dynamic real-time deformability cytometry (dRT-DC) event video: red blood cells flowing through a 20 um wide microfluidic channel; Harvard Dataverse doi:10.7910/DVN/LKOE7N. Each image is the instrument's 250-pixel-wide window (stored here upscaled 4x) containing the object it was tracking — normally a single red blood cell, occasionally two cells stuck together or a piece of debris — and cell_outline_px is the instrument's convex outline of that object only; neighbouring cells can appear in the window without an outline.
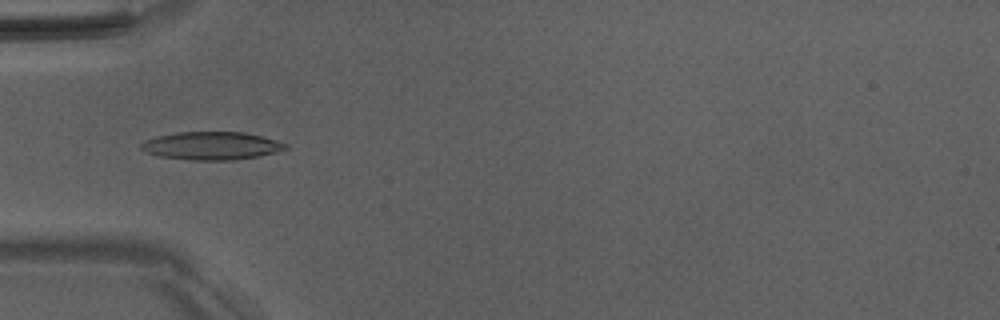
{"species": "Egyptian fruit bat (a non-hibernating species)", "species_latin": "Rousettus aegyptiacus", "temperature_condition": "room temperature", "stored_images_in_passage": 51, "camera_frame_rate_fps": 3000, "um_per_image_px": 0.085, "animal": {"sex": "male"}, "frame": {"image": 1, "passage_image": 17, "time_ms": 5.333, "image_size_px": [1000, 320], "cell_outline_px": [[288, 148], [276, 152], [260, 156], [232, 160], [192, 160], [160, 156], [148, 152], [140, 148], [140, 144], [144, 140], [156, 136], [176, 132], [244, 132], [276, 140], [288, 144]], "centroid_in_image_um": [17.98, 12.38], "position_along_channel_um": 67.0, "area_um2": 23.52}}
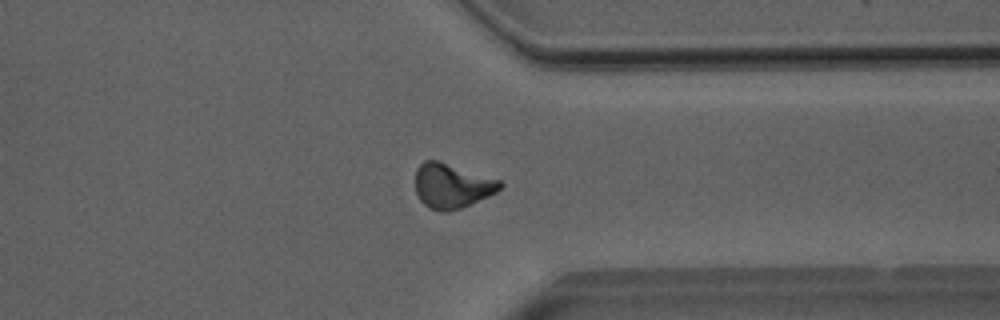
{"frame": {"image": 2, "passage_image": 40, "time_ms": 13.0, "image_size_px": [1000, 320], "cell_outline_px": [[504, 184], [496, 192], [488, 196], [460, 208], [448, 212], [440, 212], [428, 208], [420, 200], [416, 192], [416, 168], [424, 160], [436, 160], [504, 180]], "centroid_in_image_um": [38.42, 15.79], "position_along_channel_um": 373.0, "area_um2": 22.2}}
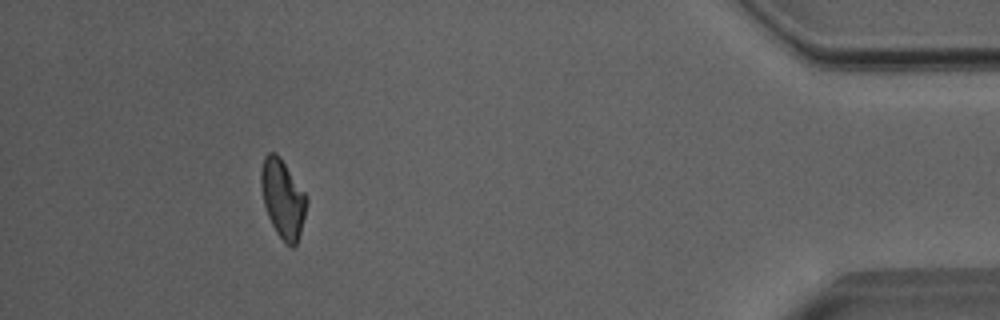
{"frame": {"image": 3, "passage_image": 47, "time_ms": 15.333, "image_size_px": [1000, 320], "cell_outline_px": [[308, 200], [300, 232], [296, 244], [292, 248], [284, 244], [276, 232], [268, 216], [264, 204], [260, 184], [260, 172], [264, 156], [268, 152], [276, 152], [280, 156], [308, 196]], "centroid_in_image_um": [24.03, 16.86], "position_along_channel_um": 411.2, "area_um2": 21.04}, "authors_computed_cell_mechanics": {"area_um2": 21.7328, "velocity_mm_per_s": 4.027, "shape_relaxation_time_tau1_ms": 5.2587, "shape_relaxation_time_tau2_ms": 4.0124, "deformation_change_tau1": 0.1869, "deformation_change_tau2": 0.132}}